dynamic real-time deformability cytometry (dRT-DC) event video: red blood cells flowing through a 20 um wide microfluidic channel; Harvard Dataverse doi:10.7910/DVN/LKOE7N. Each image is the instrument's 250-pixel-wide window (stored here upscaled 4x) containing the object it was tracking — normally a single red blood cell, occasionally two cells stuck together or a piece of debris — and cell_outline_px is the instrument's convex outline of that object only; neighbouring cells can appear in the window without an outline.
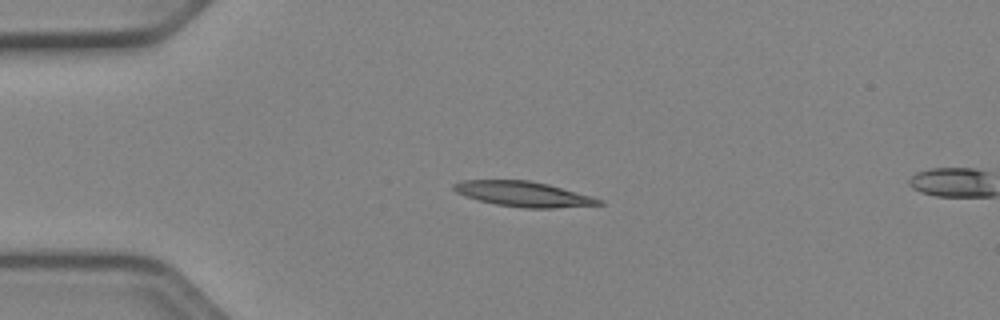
{"species": "Egyptian fruit bat (a non-hibernating species)", "species_latin": "Rousettus aegyptiacus", "temperature_condition": "cold", "stored_images_in_passage": 14, "camera_frame_rate_fps": 3000, "um_per_image_px": 0.085, "animal": {"sex": "female"}, "frame": {"image": 1, "passage_image": 12, "time_ms": 3.667, "image_size_px": [1000, 320], "cell_outline_px": [[604, 204], [556, 208], [524, 208], [496, 204], [476, 200], [464, 196], [456, 192], [452, 188], [452, 184], [464, 180], [528, 180], [548, 184], [592, 196], [604, 200]], "centroid_in_image_um": [44.49, 16.49], "position_along_channel_um": 40.5, "area_um2": 21.39}}